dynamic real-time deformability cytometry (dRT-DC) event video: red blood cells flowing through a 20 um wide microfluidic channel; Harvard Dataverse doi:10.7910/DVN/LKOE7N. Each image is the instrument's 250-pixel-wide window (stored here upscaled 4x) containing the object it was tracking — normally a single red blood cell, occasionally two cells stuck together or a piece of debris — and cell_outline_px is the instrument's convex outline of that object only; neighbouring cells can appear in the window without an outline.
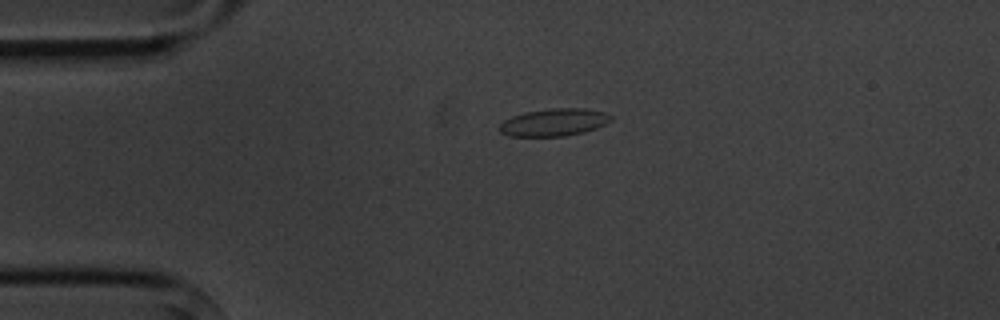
{"species": "common noctule bat (a hibernating species)", "species_latin": "Nyctalus noctula", "temperature_condition": "cold", "stored_images_in_passage": 2, "camera_frame_rate_fps": 3000, "um_per_image_px": 0.085, "animal": {"sex": "male", "body_mass_g": 20.1, "forearm_length_mm": 53.5}, "frame": {"image": 1, "passage_image": 1, "time_ms": 0.0, "image_size_px": [1000, 320], "cell_outline_px": [[612, 120], [596, 128], [584, 132], [564, 136], [508, 136], [500, 132], [500, 124], [504, 120], [512, 116], [524, 112], [552, 108], [584, 108], [604, 112], [612, 116]], "centroid_in_image_um": [47.08, 10.39], "position_along_channel_um": 37.9, "area_um2": 17.8}}